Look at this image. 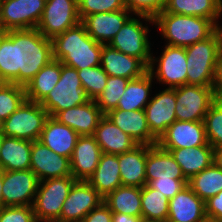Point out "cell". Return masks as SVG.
Returning a JSON list of instances; mask_svg holds the SVG:
<instances>
[{"mask_svg":"<svg viewBox=\"0 0 222 222\" xmlns=\"http://www.w3.org/2000/svg\"><path fill=\"white\" fill-rule=\"evenodd\" d=\"M202 200L207 201L210 197L222 191V170L214 163L192 176L187 184Z\"/></svg>","mask_w":222,"mask_h":222,"instance_id":"obj_35","label":"cell"},{"mask_svg":"<svg viewBox=\"0 0 222 222\" xmlns=\"http://www.w3.org/2000/svg\"><path fill=\"white\" fill-rule=\"evenodd\" d=\"M77 71L81 84L85 88L89 98L91 100H95L106 87L108 74L100 65L95 67H86Z\"/></svg>","mask_w":222,"mask_h":222,"instance_id":"obj_40","label":"cell"},{"mask_svg":"<svg viewBox=\"0 0 222 222\" xmlns=\"http://www.w3.org/2000/svg\"><path fill=\"white\" fill-rule=\"evenodd\" d=\"M167 219L174 222H203L207 219L205 201L186 185L169 199Z\"/></svg>","mask_w":222,"mask_h":222,"instance_id":"obj_20","label":"cell"},{"mask_svg":"<svg viewBox=\"0 0 222 222\" xmlns=\"http://www.w3.org/2000/svg\"><path fill=\"white\" fill-rule=\"evenodd\" d=\"M61 76V62L51 60L26 85V100L41 103L55 87Z\"/></svg>","mask_w":222,"mask_h":222,"instance_id":"obj_32","label":"cell"},{"mask_svg":"<svg viewBox=\"0 0 222 222\" xmlns=\"http://www.w3.org/2000/svg\"><path fill=\"white\" fill-rule=\"evenodd\" d=\"M146 184L160 179H186L174 157L158 144L147 145Z\"/></svg>","mask_w":222,"mask_h":222,"instance_id":"obj_25","label":"cell"},{"mask_svg":"<svg viewBox=\"0 0 222 222\" xmlns=\"http://www.w3.org/2000/svg\"><path fill=\"white\" fill-rule=\"evenodd\" d=\"M130 79L119 76H108L106 87L95 99L101 112L105 115L110 110L116 109L118 101L126 90Z\"/></svg>","mask_w":222,"mask_h":222,"instance_id":"obj_37","label":"cell"},{"mask_svg":"<svg viewBox=\"0 0 222 222\" xmlns=\"http://www.w3.org/2000/svg\"><path fill=\"white\" fill-rule=\"evenodd\" d=\"M51 60L52 40L36 28L8 30L0 37V80L25 85Z\"/></svg>","mask_w":222,"mask_h":222,"instance_id":"obj_1","label":"cell"},{"mask_svg":"<svg viewBox=\"0 0 222 222\" xmlns=\"http://www.w3.org/2000/svg\"><path fill=\"white\" fill-rule=\"evenodd\" d=\"M168 0H125L126 8L134 15L154 18L161 13Z\"/></svg>","mask_w":222,"mask_h":222,"instance_id":"obj_42","label":"cell"},{"mask_svg":"<svg viewBox=\"0 0 222 222\" xmlns=\"http://www.w3.org/2000/svg\"><path fill=\"white\" fill-rule=\"evenodd\" d=\"M103 45L80 22L52 39L53 59L77 70L99 66Z\"/></svg>","mask_w":222,"mask_h":222,"instance_id":"obj_2","label":"cell"},{"mask_svg":"<svg viewBox=\"0 0 222 222\" xmlns=\"http://www.w3.org/2000/svg\"><path fill=\"white\" fill-rule=\"evenodd\" d=\"M147 145H138L133 150L118 154L122 186L142 188L146 185Z\"/></svg>","mask_w":222,"mask_h":222,"instance_id":"obj_27","label":"cell"},{"mask_svg":"<svg viewBox=\"0 0 222 222\" xmlns=\"http://www.w3.org/2000/svg\"><path fill=\"white\" fill-rule=\"evenodd\" d=\"M142 216H131L124 213L112 212V222H143Z\"/></svg>","mask_w":222,"mask_h":222,"instance_id":"obj_48","label":"cell"},{"mask_svg":"<svg viewBox=\"0 0 222 222\" xmlns=\"http://www.w3.org/2000/svg\"><path fill=\"white\" fill-rule=\"evenodd\" d=\"M165 150L170 151L187 180L213 164V147L210 144Z\"/></svg>","mask_w":222,"mask_h":222,"instance_id":"obj_30","label":"cell"},{"mask_svg":"<svg viewBox=\"0 0 222 222\" xmlns=\"http://www.w3.org/2000/svg\"><path fill=\"white\" fill-rule=\"evenodd\" d=\"M0 222H37L33 206H2Z\"/></svg>","mask_w":222,"mask_h":222,"instance_id":"obj_43","label":"cell"},{"mask_svg":"<svg viewBox=\"0 0 222 222\" xmlns=\"http://www.w3.org/2000/svg\"><path fill=\"white\" fill-rule=\"evenodd\" d=\"M133 14L128 9L101 12L86 16L81 22L87 33L98 43L108 45Z\"/></svg>","mask_w":222,"mask_h":222,"instance_id":"obj_18","label":"cell"},{"mask_svg":"<svg viewBox=\"0 0 222 222\" xmlns=\"http://www.w3.org/2000/svg\"><path fill=\"white\" fill-rule=\"evenodd\" d=\"M77 180L73 176L39 181L33 209L37 222L59 220L62 205L68 197L73 184Z\"/></svg>","mask_w":222,"mask_h":222,"instance_id":"obj_8","label":"cell"},{"mask_svg":"<svg viewBox=\"0 0 222 222\" xmlns=\"http://www.w3.org/2000/svg\"><path fill=\"white\" fill-rule=\"evenodd\" d=\"M217 99L213 86L182 85L176 88L175 115L178 121H204Z\"/></svg>","mask_w":222,"mask_h":222,"instance_id":"obj_10","label":"cell"},{"mask_svg":"<svg viewBox=\"0 0 222 222\" xmlns=\"http://www.w3.org/2000/svg\"><path fill=\"white\" fill-rule=\"evenodd\" d=\"M76 68L61 63V76L55 87L40 103L54 117L58 112L90 101Z\"/></svg>","mask_w":222,"mask_h":222,"instance_id":"obj_6","label":"cell"},{"mask_svg":"<svg viewBox=\"0 0 222 222\" xmlns=\"http://www.w3.org/2000/svg\"><path fill=\"white\" fill-rule=\"evenodd\" d=\"M165 44L187 47L211 37L219 27L210 19L182 14L159 13L154 18Z\"/></svg>","mask_w":222,"mask_h":222,"instance_id":"obj_3","label":"cell"},{"mask_svg":"<svg viewBox=\"0 0 222 222\" xmlns=\"http://www.w3.org/2000/svg\"><path fill=\"white\" fill-rule=\"evenodd\" d=\"M3 206H33L39 179L31 170L2 172Z\"/></svg>","mask_w":222,"mask_h":222,"instance_id":"obj_13","label":"cell"},{"mask_svg":"<svg viewBox=\"0 0 222 222\" xmlns=\"http://www.w3.org/2000/svg\"><path fill=\"white\" fill-rule=\"evenodd\" d=\"M164 222H174V221H170V220L167 219V220H165Z\"/></svg>","mask_w":222,"mask_h":222,"instance_id":"obj_57","label":"cell"},{"mask_svg":"<svg viewBox=\"0 0 222 222\" xmlns=\"http://www.w3.org/2000/svg\"><path fill=\"white\" fill-rule=\"evenodd\" d=\"M203 222H219V221H215V220H211V219H206Z\"/></svg>","mask_w":222,"mask_h":222,"instance_id":"obj_54","label":"cell"},{"mask_svg":"<svg viewBox=\"0 0 222 222\" xmlns=\"http://www.w3.org/2000/svg\"><path fill=\"white\" fill-rule=\"evenodd\" d=\"M87 182L105 198L110 192L122 186L118 155L102 153L94 173Z\"/></svg>","mask_w":222,"mask_h":222,"instance_id":"obj_28","label":"cell"},{"mask_svg":"<svg viewBox=\"0 0 222 222\" xmlns=\"http://www.w3.org/2000/svg\"><path fill=\"white\" fill-rule=\"evenodd\" d=\"M127 9L125 0H78V14L81 21L90 14Z\"/></svg>","mask_w":222,"mask_h":222,"instance_id":"obj_41","label":"cell"},{"mask_svg":"<svg viewBox=\"0 0 222 222\" xmlns=\"http://www.w3.org/2000/svg\"><path fill=\"white\" fill-rule=\"evenodd\" d=\"M222 48V27L208 39L185 47L187 85L213 86L217 57Z\"/></svg>","mask_w":222,"mask_h":222,"instance_id":"obj_4","label":"cell"},{"mask_svg":"<svg viewBox=\"0 0 222 222\" xmlns=\"http://www.w3.org/2000/svg\"><path fill=\"white\" fill-rule=\"evenodd\" d=\"M161 13L199 16L212 20L219 28L222 15V0H168Z\"/></svg>","mask_w":222,"mask_h":222,"instance_id":"obj_29","label":"cell"},{"mask_svg":"<svg viewBox=\"0 0 222 222\" xmlns=\"http://www.w3.org/2000/svg\"><path fill=\"white\" fill-rule=\"evenodd\" d=\"M81 222H112V211L104 201L91 210Z\"/></svg>","mask_w":222,"mask_h":222,"instance_id":"obj_46","label":"cell"},{"mask_svg":"<svg viewBox=\"0 0 222 222\" xmlns=\"http://www.w3.org/2000/svg\"><path fill=\"white\" fill-rule=\"evenodd\" d=\"M3 123L4 121L0 119V135L3 133Z\"/></svg>","mask_w":222,"mask_h":222,"instance_id":"obj_51","label":"cell"},{"mask_svg":"<svg viewBox=\"0 0 222 222\" xmlns=\"http://www.w3.org/2000/svg\"><path fill=\"white\" fill-rule=\"evenodd\" d=\"M78 137L79 134L73 129L49 116L39 141L53 152L63 157L71 158Z\"/></svg>","mask_w":222,"mask_h":222,"instance_id":"obj_26","label":"cell"},{"mask_svg":"<svg viewBox=\"0 0 222 222\" xmlns=\"http://www.w3.org/2000/svg\"><path fill=\"white\" fill-rule=\"evenodd\" d=\"M2 172H3V169L0 167V207L3 206V198H2V185H3Z\"/></svg>","mask_w":222,"mask_h":222,"instance_id":"obj_50","label":"cell"},{"mask_svg":"<svg viewBox=\"0 0 222 222\" xmlns=\"http://www.w3.org/2000/svg\"><path fill=\"white\" fill-rule=\"evenodd\" d=\"M46 0H0V23L5 31L37 28Z\"/></svg>","mask_w":222,"mask_h":222,"instance_id":"obj_11","label":"cell"},{"mask_svg":"<svg viewBox=\"0 0 222 222\" xmlns=\"http://www.w3.org/2000/svg\"><path fill=\"white\" fill-rule=\"evenodd\" d=\"M213 89L217 98H222V48L217 57L213 79Z\"/></svg>","mask_w":222,"mask_h":222,"instance_id":"obj_47","label":"cell"},{"mask_svg":"<svg viewBox=\"0 0 222 222\" xmlns=\"http://www.w3.org/2000/svg\"><path fill=\"white\" fill-rule=\"evenodd\" d=\"M43 222H62V221H59V220H46V221H43Z\"/></svg>","mask_w":222,"mask_h":222,"instance_id":"obj_55","label":"cell"},{"mask_svg":"<svg viewBox=\"0 0 222 222\" xmlns=\"http://www.w3.org/2000/svg\"><path fill=\"white\" fill-rule=\"evenodd\" d=\"M26 100L25 87L15 83L0 84V119H7Z\"/></svg>","mask_w":222,"mask_h":222,"instance_id":"obj_38","label":"cell"},{"mask_svg":"<svg viewBox=\"0 0 222 222\" xmlns=\"http://www.w3.org/2000/svg\"><path fill=\"white\" fill-rule=\"evenodd\" d=\"M152 75L147 72L142 77L130 80L126 90L118 101L116 109L124 111L144 110L150 102L153 82Z\"/></svg>","mask_w":222,"mask_h":222,"instance_id":"obj_33","label":"cell"},{"mask_svg":"<svg viewBox=\"0 0 222 222\" xmlns=\"http://www.w3.org/2000/svg\"><path fill=\"white\" fill-rule=\"evenodd\" d=\"M142 218L165 221L168 218L169 198L147 184L141 188Z\"/></svg>","mask_w":222,"mask_h":222,"instance_id":"obj_36","label":"cell"},{"mask_svg":"<svg viewBox=\"0 0 222 222\" xmlns=\"http://www.w3.org/2000/svg\"><path fill=\"white\" fill-rule=\"evenodd\" d=\"M93 137L99 144L102 153L118 155L129 152L139 145L106 115L99 120Z\"/></svg>","mask_w":222,"mask_h":222,"instance_id":"obj_24","label":"cell"},{"mask_svg":"<svg viewBox=\"0 0 222 222\" xmlns=\"http://www.w3.org/2000/svg\"><path fill=\"white\" fill-rule=\"evenodd\" d=\"M1 146H2V135H0V150H1Z\"/></svg>","mask_w":222,"mask_h":222,"instance_id":"obj_56","label":"cell"},{"mask_svg":"<svg viewBox=\"0 0 222 222\" xmlns=\"http://www.w3.org/2000/svg\"><path fill=\"white\" fill-rule=\"evenodd\" d=\"M187 184V179L158 178L156 180L150 181L147 185L152 189L159 190L160 193L171 199Z\"/></svg>","mask_w":222,"mask_h":222,"instance_id":"obj_44","label":"cell"},{"mask_svg":"<svg viewBox=\"0 0 222 222\" xmlns=\"http://www.w3.org/2000/svg\"><path fill=\"white\" fill-rule=\"evenodd\" d=\"M104 116L95 100L58 112L53 118L67 125L79 136H93L99 120Z\"/></svg>","mask_w":222,"mask_h":222,"instance_id":"obj_19","label":"cell"},{"mask_svg":"<svg viewBox=\"0 0 222 222\" xmlns=\"http://www.w3.org/2000/svg\"><path fill=\"white\" fill-rule=\"evenodd\" d=\"M30 169L39 181L72 176L70 158L53 152L39 140L32 142Z\"/></svg>","mask_w":222,"mask_h":222,"instance_id":"obj_17","label":"cell"},{"mask_svg":"<svg viewBox=\"0 0 222 222\" xmlns=\"http://www.w3.org/2000/svg\"><path fill=\"white\" fill-rule=\"evenodd\" d=\"M103 202V197L87 181L77 180L62 205L60 221L81 222Z\"/></svg>","mask_w":222,"mask_h":222,"instance_id":"obj_14","label":"cell"},{"mask_svg":"<svg viewBox=\"0 0 222 222\" xmlns=\"http://www.w3.org/2000/svg\"><path fill=\"white\" fill-rule=\"evenodd\" d=\"M81 22L78 0H46L37 30L46 38L53 39Z\"/></svg>","mask_w":222,"mask_h":222,"instance_id":"obj_12","label":"cell"},{"mask_svg":"<svg viewBox=\"0 0 222 222\" xmlns=\"http://www.w3.org/2000/svg\"><path fill=\"white\" fill-rule=\"evenodd\" d=\"M176 88H165L151 96L145 106L147 124L151 134L159 140L167 128L176 121Z\"/></svg>","mask_w":222,"mask_h":222,"instance_id":"obj_15","label":"cell"},{"mask_svg":"<svg viewBox=\"0 0 222 222\" xmlns=\"http://www.w3.org/2000/svg\"><path fill=\"white\" fill-rule=\"evenodd\" d=\"M213 163L222 170V147L213 148Z\"/></svg>","mask_w":222,"mask_h":222,"instance_id":"obj_49","label":"cell"},{"mask_svg":"<svg viewBox=\"0 0 222 222\" xmlns=\"http://www.w3.org/2000/svg\"><path fill=\"white\" fill-rule=\"evenodd\" d=\"M162 54L153 56L148 72L156 79V83L164 84L165 88H177L187 84V60L184 47L164 46ZM156 65V67H155Z\"/></svg>","mask_w":222,"mask_h":222,"instance_id":"obj_9","label":"cell"},{"mask_svg":"<svg viewBox=\"0 0 222 222\" xmlns=\"http://www.w3.org/2000/svg\"><path fill=\"white\" fill-rule=\"evenodd\" d=\"M5 33V30L3 29L1 23H0V37Z\"/></svg>","mask_w":222,"mask_h":222,"instance_id":"obj_52","label":"cell"},{"mask_svg":"<svg viewBox=\"0 0 222 222\" xmlns=\"http://www.w3.org/2000/svg\"><path fill=\"white\" fill-rule=\"evenodd\" d=\"M103 201L112 212L142 216L141 188L120 186L103 198Z\"/></svg>","mask_w":222,"mask_h":222,"instance_id":"obj_34","label":"cell"},{"mask_svg":"<svg viewBox=\"0 0 222 222\" xmlns=\"http://www.w3.org/2000/svg\"><path fill=\"white\" fill-rule=\"evenodd\" d=\"M101 154L93 136H79L70 158L72 176L76 180L87 181L94 173Z\"/></svg>","mask_w":222,"mask_h":222,"instance_id":"obj_23","label":"cell"},{"mask_svg":"<svg viewBox=\"0 0 222 222\" xmlns=\"http://www.w3.org/2000/svg\"><path fill=\"white\" fill-rule=\"evenodd\" d=\"M105 115L139 145L157 144L158 140L151 134L148 127L145 110L113 109Z\"/></svg>","mask_w":222,"mask_h":222,"instance_id":"obj_22","label":"cell"},{"mask_svg":"<svg viewBox=\"0 0 222 222\" xmlns=\"http://www.w3.org/2000/svg\"><path fill=\"white\" fill-rule=\"evenodd\" d=\"M157 144L162 149L199 147L209 144L204 121L173 122L159 138Z\"/></svg>","mask_w":222,"mask_h":222,"instance_id":"obj_16","label":"cell"},{"mask_svg":"<svg viewBox=\"0 0 222 222\" xmlns=\"http://www.w3.org/2000/svg\"><path fill=\"white\" fill-rule=\"evenodd\" d=\"M49 118V113L40 103L25 100L3 123V136L36 141Z\"/></svg>","mask_w":222,"mask_h":222,"instance_id":"obj_7","label":"cell"},{"mask_svg":"<svg viewBox=\"0 0 222 222\" xmlns=\"http://www.w3.org/2000/svg\"><path fill=\"white\" fill-rule=\"evenodd\" d=\"M207 219L222 221V191L205 201Z\"/></svg>","mask_w":222,"mask_h":222,"instance_id":"obj_45","label":"cell"},{"mask_svg":"<svg viewBox=\"0 0 222 222\" xmlns=\"http://www.w3.org/2000/svg\"><path fill=\"white\" fill-rule=\"evenodd\" d=\"M143 222H164V221H160V220H147V219H144Z\"/></svg>","mask_w":222,"mask_h":222,"instance_id":"obj_53","label":"cell"},{"mask_svg":"<svg viewBox=\"0 0 222 222\" xmlns=\"http://www.w3.org/2000/svg\"><path fill=\"white\" fill-rule=\"evenodd\" d=\"M32 142L2 135L0 167L6 171L30 169Z\"/></svg>","mask_w":222,"mask_h":222,"instance_id":"obj_31","label":"cell"},{"mask_svg":"<svg viewBox=\"0 0 222 222\" xmlns=\"http://www.w3.org/2000/svg\"><path fill=\"white\" fill-rule=\"evenodd\" d=\"M208 143L213 147H222V98H217L210 106L204 118Z\"/></svg>","mask_w":222,"mask_h":222,"instance_id":"obj_39","label":"cell"},{"mask_svg":"<svg viewBox=\"0 0 222 222\" xmlns=\"http://www.w3.org/2000/svg\"><path fill=\"white\" fill-rule=\"evenodd\" d=\"M148 23L154 26V19L146 15H132L108 45L126 55L140 59L149 67L152 44L148 37L151 31L148 28Z\"/></svg>","mask_w":222,"mask_h":222,"instance_id":"obj_5","label":"cell"},{"mask_svg":"<svg viewBox=\"0 0 222 222\" xmlns=\"http://www.w3.org/2000/svg\"><path fill=\"white\" fill-rule=\"evenodd\" d=\"M100 66L108 76H119L130 80L142 77L148 67L138 58L126 55L109 45H103Z\"/></svg>","mask_w":222,"mask_h":222,"instance_id":"obj_21","label":"cell"}]
</instances>
